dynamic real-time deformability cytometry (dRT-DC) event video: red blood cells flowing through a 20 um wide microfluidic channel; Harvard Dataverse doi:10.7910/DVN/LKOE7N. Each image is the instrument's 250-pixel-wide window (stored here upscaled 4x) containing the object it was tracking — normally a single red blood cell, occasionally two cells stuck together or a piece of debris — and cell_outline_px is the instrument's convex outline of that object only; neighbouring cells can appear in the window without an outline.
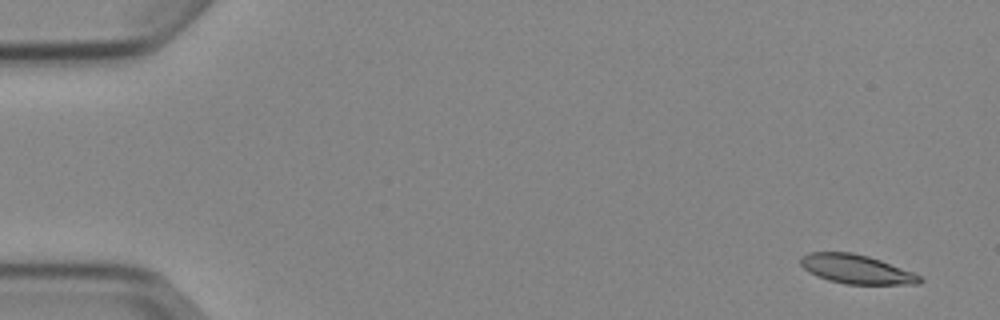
{"species": "Egyptian fruit bat (a non-hibernating species)", "species_latin": "Rousettus aegyptiacus", "temperature_condition": "cold", "stored_images_in_passage": 8, "camera_frame_rate_fps": 3000, "um_per_image_px": 0.085, "animal": {"sex": "female"}, "frame": {"image": 1, "passage_image": 1, "time_ms": 0.0, "image_size_px": [1000, 320], "cell_outline_px": [[924, 280], [920, 284], [848, 284], [828, 280], [816, 276], [808, 272], [800, 264], [800, 256], [808, 252], [852, 252], [868, 256], [880, 260], [912, 272], [920, 276]], "centroid_in_image_um": [72.75, 22.88], "position_along_channel_um": 12.2, "area_um2": 20.17}}
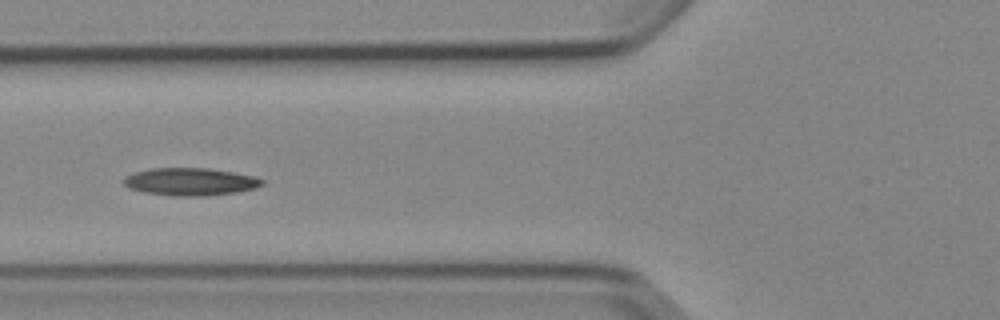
{"frame": {"image": 2, "passage_image": 6, "time_ms": 6.0, "image_size_px": [1000, 320], "cell_outline_px": [[264, 184], [256, 188], [236, 192], [208, 196], [172, 196], [144, 192], [128, 188], [124, 184], [124, 176], [132, 172], [152, 168], [208, 168], [256, 176], [264, 180]], "centroid_in_image_um": [16.17, 15.44], "position_along_channel_um": 109.6, "area_um2": 22.48}}
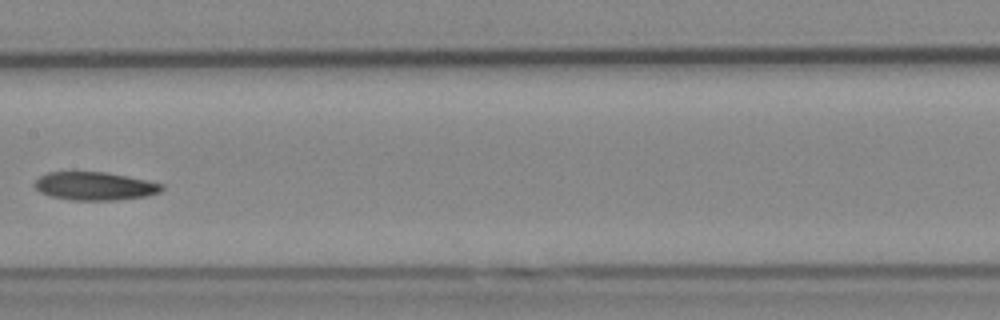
{"frame": {"image": 3, "passage_image": 8, "time_ms": 8.333, "image_size_px": [1000, 320], "cell_outline_px": [[164, 188], [160, 192], [148, 196], [116, 200], [72, 200], [48, 196], [40, 192], [32, 184], [40, 176], [48, 172], [104, 172], [148, 180], [164, 184]], "centroid_in_image_um": [8.06, 15.82], "position_along_channel_um": 199.3, "area_um2": 21.04}}